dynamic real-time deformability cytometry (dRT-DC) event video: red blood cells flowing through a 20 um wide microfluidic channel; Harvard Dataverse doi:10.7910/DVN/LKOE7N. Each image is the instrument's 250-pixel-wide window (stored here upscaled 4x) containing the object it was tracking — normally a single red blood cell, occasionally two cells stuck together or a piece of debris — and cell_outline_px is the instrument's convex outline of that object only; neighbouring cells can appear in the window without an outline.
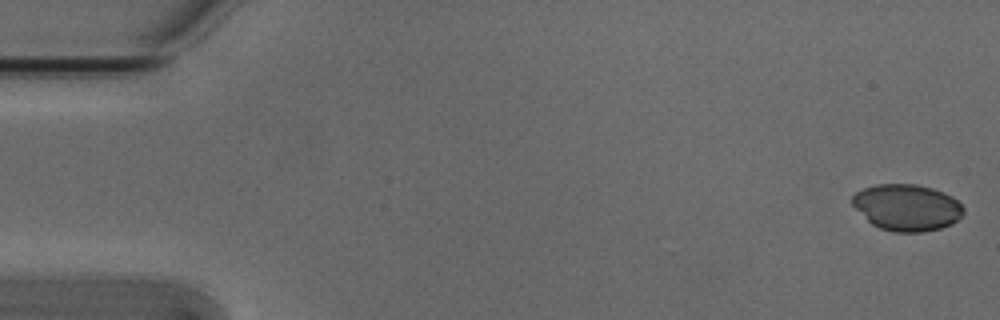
{"species": "Egyptian fruit bat (a non-hibernating species)", "species_latin": "Rousettus aegyptiacus", "temperature_condition": "cold", "stored_images_in_passage": 6, "camera_frame_rate_fps": 3000, "um_per_image_px": 0.085, "animal": {"sex": "male"}, "frame": {"image": 1, "passage_image": 1, "time_ms": 0.0, "image_size_px": [1000, 320], "cell_outline_px": [[964, 212], [952, 224], [940, 228], [924, 232], [892, 232], [880, 228], [872, 224], [852, 204], [852, 196], [856, 192], [864, 188], [876, 184], [916, 184], [932, 188], [944, 192], [952, 196], [964, 208]], "centroid_in_image_um": [77.09, 17.63], "position_along_channel_um": 7.9, "area_um2": 30.06}}
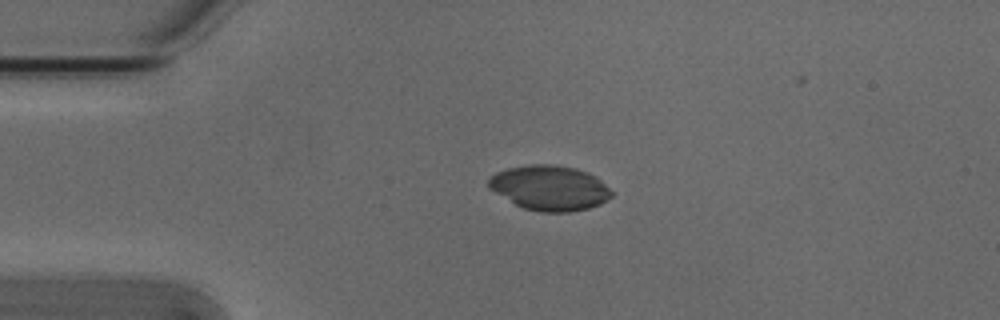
{"frame": {"image": 2, "passage_image": 4, "time_ms": 1.0, "image_size_px": [1000, 320], "cell_outline_px": [[612, 196], [600, 204], [588, 208], [568, 212], [540, 212], [524, 208], [516, 204], [488, 188], [488, 180], [496, 172], [508, 168], [532, 164], [552, 164], [576, 168], [588, 172], [596, 176], [612, 192]], "centroid_in_image_um": [46.72, 15.96], "position_along_channel_um": 38.3, "area_um2": 32.02}}
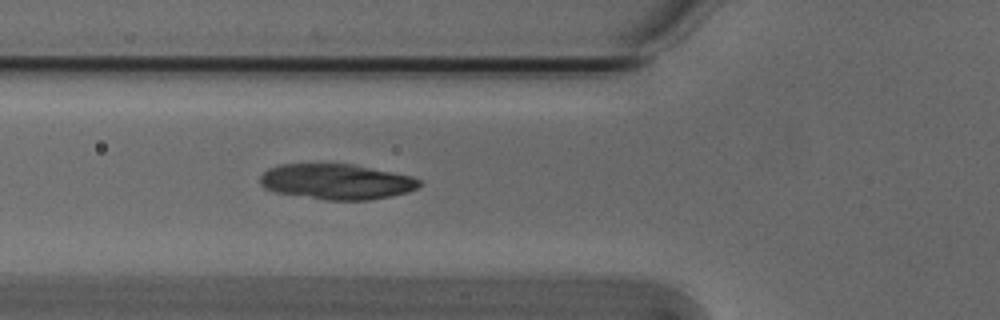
{"frame": {"image": 3, "passage_image": 6, "time_ms": 1.667, "image_size_px": [1000, 320], "cell_outline_px": [[424, 184], [408, 192], [392, 196], [368, 200], [328, 200], [276, 192], [264, 188], [260, 184], [260, 176], [268, 168], [280, 164], [352, 164], [412, 176], [420, 180]], "centroid_in_image_um": [28.62, 15.44], "position_along_channel_um": 97.2, "area_um2": 32.89}}